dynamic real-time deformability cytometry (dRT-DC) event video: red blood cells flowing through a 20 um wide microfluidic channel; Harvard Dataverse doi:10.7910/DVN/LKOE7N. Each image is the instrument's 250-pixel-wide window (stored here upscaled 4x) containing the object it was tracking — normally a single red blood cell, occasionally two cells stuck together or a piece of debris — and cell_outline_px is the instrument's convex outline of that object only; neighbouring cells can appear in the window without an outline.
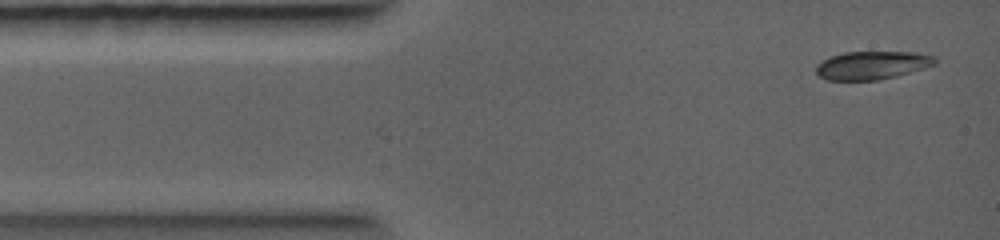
{"species": "common noctule bat (a hibernating species)", "species_latin": "Nyctalus noctula", "temperature_condition": "warm", "stored_images_in_passage": 4, "camera_frame_rate_fps": 5000, "um_per_image_px": 0.085, "animal": {"sex": "female", "body_mass_g": 19.0, "forearm_length_mm": 56.7}, "frame": {"image": 1, "passage_image": 1, "time_ms": 0.0, "image_size_px": [1000, 240], "cell_outline_px": [[936, 64], [924, 68], [896, 76], [876, 80], [828, 80], [820, 76], [816, 72], [816, 64], [832, 56], [844, 52], [916, 52], [936, 56]], "centroid_in_image_um": [74.15, 5.54], "position_along_channel_um": 10.9, "area_um2": 19.48}}
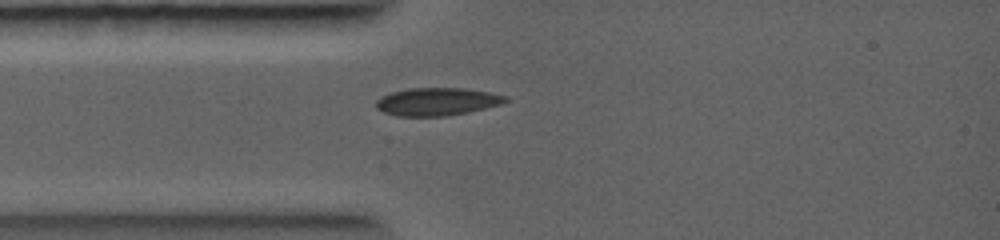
{"frame": {"image": 2, "passage_image": 4, "time_ms": 1.6, "image_size_px": [1000, 240], "cell_outline_px": [[508, 100], [504, 104], [468, 112], [444, 116], [396, 116], [384, 112], [376, 108], [376, 100], [380, 96], [392, 92], [408, 88], [464, 88], [488, 92], [508, 96]], "centroid_in_image_um": [37.15, 8.64], "position_along_channel_um": 47.8, "area_um2": 21.1}}